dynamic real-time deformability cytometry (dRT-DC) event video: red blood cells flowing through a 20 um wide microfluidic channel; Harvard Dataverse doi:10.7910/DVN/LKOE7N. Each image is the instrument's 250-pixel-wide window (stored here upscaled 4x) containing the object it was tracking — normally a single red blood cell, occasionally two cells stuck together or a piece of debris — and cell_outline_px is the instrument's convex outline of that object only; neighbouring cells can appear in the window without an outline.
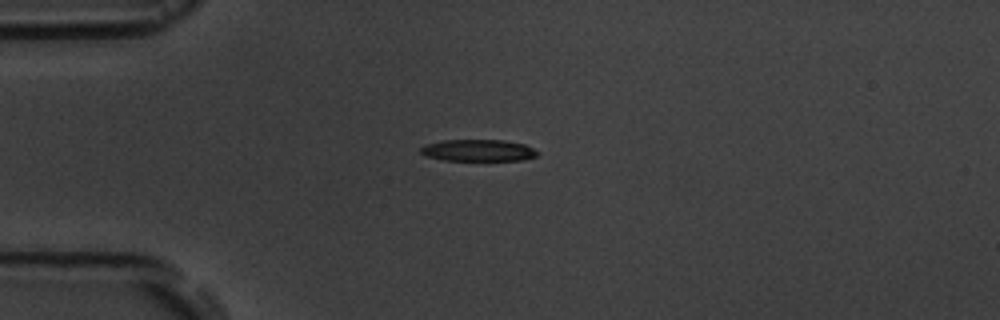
{"species": "common noctule bat (a hibernating species)", "species_latin": "Nyctalus noctula", "temperature_condition": "room temperature", "stored_images_in_passage": 5, "camera_frame_rate_fps": 3000, "um_per_image_px": 0.085, "animal": {"sex": "male", "body_mass_g": 19.5, "forearm_length_mm": 54.6}, "frame": {"image": 1, "passage_image": 3, "time_ms": 3.0, "image_size_px": [1000, 320], "cell_outline_px": [[540, 152], [536, 156], [520, 160], [444, 160], [424, 156], [420, 152], [420, 148], [424, 144], [444, 140], [504, 140], [524, 144]], "centroid_in_image_um": [40.61, 12.78], "position_along_channel_um": 44.4, "area_um2": 14.8}}
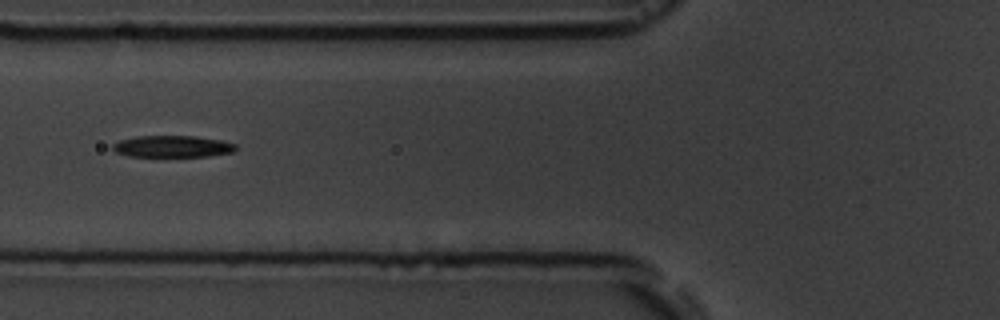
{"frame": {"image": 2, "passage_image": 5, "time_ms": 5.333, "image_size_px": [1000, 320], "cell_outline_px": [[236, 148], [232, 152], [208, 156], [128, 156], [116, 152], [112, 148], [112, 144], [120, 140], [136, 136], [196, 136], [220, 140], [236, 144]], "centroid_in_image_um": [14.64, 12.44], "position_along_channel_um": 111.2, "area_um2": 15.43}}